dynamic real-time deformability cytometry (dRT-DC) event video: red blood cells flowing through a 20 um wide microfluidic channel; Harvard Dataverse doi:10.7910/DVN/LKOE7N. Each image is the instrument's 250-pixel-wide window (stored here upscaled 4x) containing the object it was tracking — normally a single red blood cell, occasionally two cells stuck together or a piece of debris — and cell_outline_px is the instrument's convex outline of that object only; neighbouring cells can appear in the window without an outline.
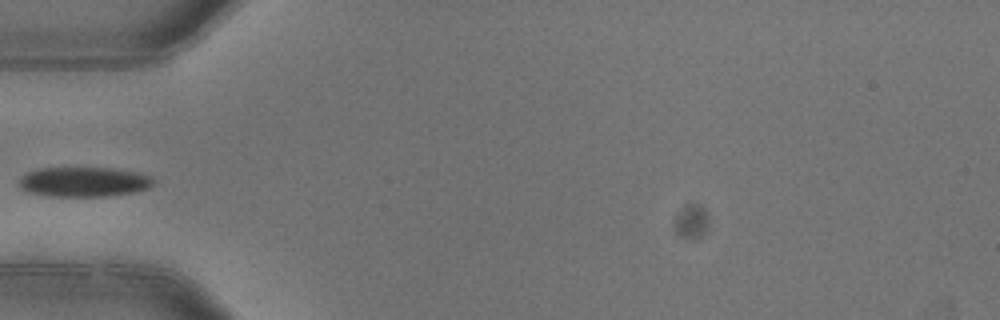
{"species": "common noctule bat (a hibernating species)", "species_latin": "Nyctalus noctula", "temperature_condition": "warm", "stored_images_in_passage": 4, "camera_frame_rate_fps": 3000, "um_per_image_px": 0.085, "animal": {"sex": "female"}, "frame": {"image": 1, "passage_image": 4, "time_ms": 1.0, "image_size_px": [1000, 320], "cell_outline_px": [[152, 184], [148, 188], [136, 192], [108, 196], [48, 196], [28, 192], [20, 188], [16, 184], [20, 176], [28, 172], [40, 168], [112, 168], [136, 172], [152, 176]], "centroid_in_image_um": [7.08, 15.46], "position_along_channel_um": 77.9, "area_um2": 23.47}}